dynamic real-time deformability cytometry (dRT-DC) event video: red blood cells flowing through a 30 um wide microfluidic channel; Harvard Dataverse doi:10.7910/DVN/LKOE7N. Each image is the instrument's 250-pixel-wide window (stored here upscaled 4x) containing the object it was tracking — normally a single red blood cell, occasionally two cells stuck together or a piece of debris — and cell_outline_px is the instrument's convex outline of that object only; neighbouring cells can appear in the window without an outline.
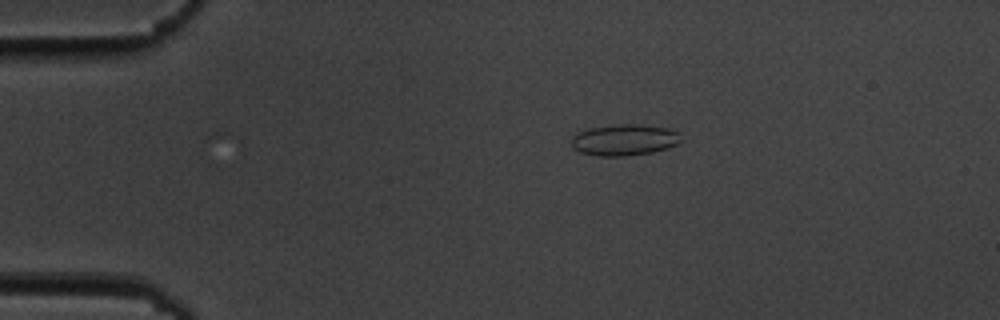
{"species": "common noctule bat (a hibernating species)", "species_latin": "Nyctalus noctula", "temperature_condition": "cold", "stored_images_in_passage": 55, "camera_frame_rate_fps": 3000, "um_per_image_px": 0.085, "animal": {"sex": "male", "body_mass_g": 19.5, "forearm_length_mm": 54.6}, "frame": {"image": 1, "passage_image": 11, "time_ms": 3.333, "image_size_px": [1000, 320], "cell_outline_px": [[680, 140], [676, 144], [652, 152], [624, 156], [600, 156], [580, 152], [572, 148], [572, 136], [588, 128], [620, 124], [640, 124], [668, 128], [676, 132]], "centroid_in_image_um": [53.01, 11.89], "position_along_channel_um": 32.0, "area_um2": 19.65}}
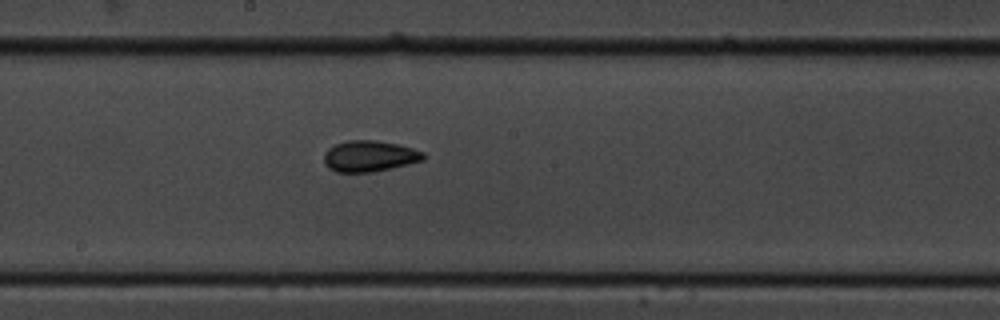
{"frame": {"image": 2, "passage_image": 30, "time_ms": 9.667, "image_size_px": [1000, 320], "cell_outline_px": [[424, 160], [372, 172], [336, 172], [328, 168], [324, 164], [324, 152], [328, 148], [336, 144], [348, 140], [376, 140], [400, 144], [424, 152]], "centroid_in_image_um": [31.38, 13.26], "position_along_channel_um": 216.8, "area_um2": 18.03}}
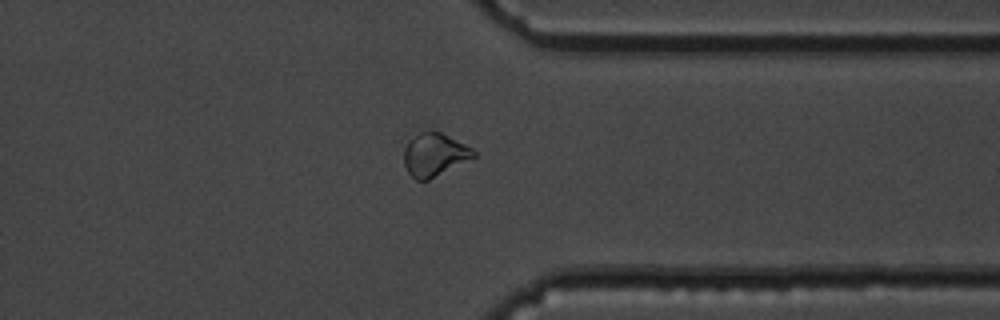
{"frame": {"image": 3, "passage_image": 43, "time_ms": 14.0, "image_size_px": [1000, 320], "cell_outline_px": [[476, 156], [428, 180], [416, 180], [408, 172], [404, 164], [404, 148], [408, 140], [420, 132], [440, 132], [472, 148], [476, 152]], "centroid_in_image_um": [36.9, 13.15], "position_along_channel_um": 374.5, "area_um2": 17.17}, "authors_computed_cell_mechanics": {"area_um2": 18.0336, "velocity_mm_per_s": 3.6969, "shape_relaxation_time_tau1_ms": 7.1793, "shape_relaxation_time_tau2_ms": 3.5374, "deformation_change_tau1": 0.115, "deformation_change_tau2": 0.0686}}